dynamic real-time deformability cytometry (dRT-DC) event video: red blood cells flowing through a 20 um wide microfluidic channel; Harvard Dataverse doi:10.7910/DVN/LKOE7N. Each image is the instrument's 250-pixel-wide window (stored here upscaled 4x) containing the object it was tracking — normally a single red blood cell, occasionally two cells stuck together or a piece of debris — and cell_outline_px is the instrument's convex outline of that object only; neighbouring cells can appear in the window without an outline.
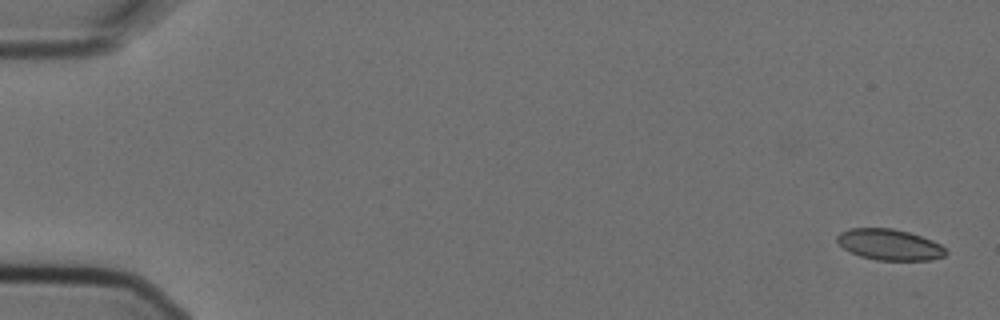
{"species": "Egyptian fruit bat (a non-hibernating species)", "species_latin": "Rousettus aegyptiacus", "temperature_condition": "cold", "stored_images_in_passage": 5, "camera_frame_rate_fps": 3000, "um_per_image_px": 0.085, "animal": {"sex": "female"}, "frame": {"image": 1, "passage_image": 1, "time_ms": 0.0, "image_size_px": [1000, 320], "cell_outline_px": [[948, 252], [944, 256], [932, 260], [876, 260], [860, 256], [844, 248], [836, 240], [836, 236], [840, 232], [848, 228], [892, 228], [908, 232], [932, 240], [940, 244]], "centroid_in_image_um": [75.6, 20.79], "position_along_channel_um": 9.4, "area_um2": 19.59}}
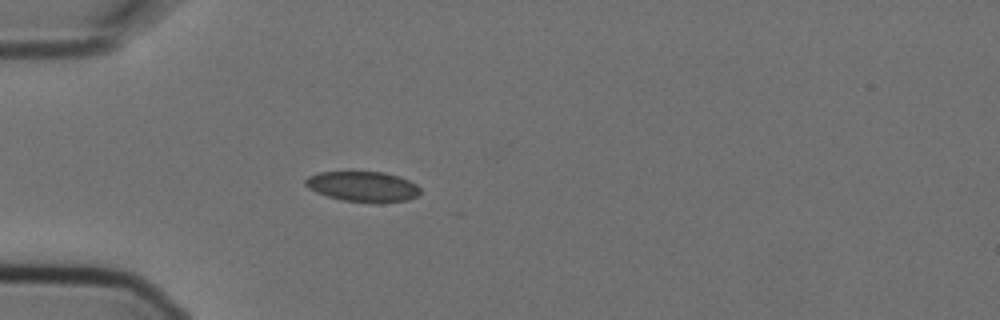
{"frame": {"image": 2, "passage_image": 5, "time_ms": 1.333, "image_size_px": [1000, 320], "cell_outline_px": [[420, 192], [416, 196], [408, 200], [340, 200], [316, 192], [308, 188], [304, 184], [304, 180], [308, 176], [320, 172], [384, 172], [400, 176], [416, 184], [420, 188]], "centroid_in_image_um": [30.8, 15.81], "position_along_channel_um": 54.2, "area_um2": 19.59}}